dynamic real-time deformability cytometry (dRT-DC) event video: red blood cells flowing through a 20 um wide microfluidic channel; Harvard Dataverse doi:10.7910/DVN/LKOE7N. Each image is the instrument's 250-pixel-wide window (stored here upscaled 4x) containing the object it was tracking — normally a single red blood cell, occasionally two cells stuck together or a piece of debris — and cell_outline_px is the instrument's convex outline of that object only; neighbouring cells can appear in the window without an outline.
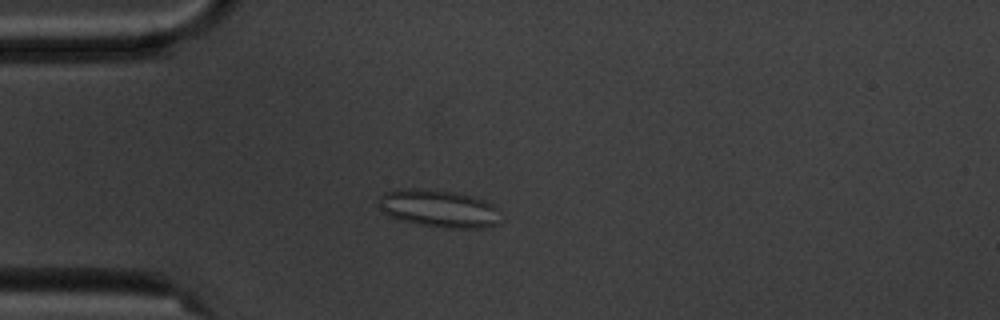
{"species": "common noctule bat (a hibernating species)", "species_latin": "Nyctalus noctula", "temperature_condition": "cold", "stored_images_in_passage": 4, "camera_frame_rate_fps": 3000, "um_per_image_px": 0.085, "animal": {"sex": "male", "body_mass_g": 20.1, "forearm_length_mm": 53.5}, "frame": {"image": 1, "passage_image": 4, "time_ms": 3.333, "image_size_px": [1000, 320], "cell_outline_px": [[496, 224], [484, 228], [444, 228], [420, 224], [400, 220], [388, 216], [376, 204], [380, 196], [384, 192], [396, 188], [420, 188], [452, 192], [472, 196], [484, 200], [492, 204], [496, 208]], "centroid_in_image_um": [37.19, 17.71], "position_along_channel_um": 47.8, "area_um2": 26.65}}